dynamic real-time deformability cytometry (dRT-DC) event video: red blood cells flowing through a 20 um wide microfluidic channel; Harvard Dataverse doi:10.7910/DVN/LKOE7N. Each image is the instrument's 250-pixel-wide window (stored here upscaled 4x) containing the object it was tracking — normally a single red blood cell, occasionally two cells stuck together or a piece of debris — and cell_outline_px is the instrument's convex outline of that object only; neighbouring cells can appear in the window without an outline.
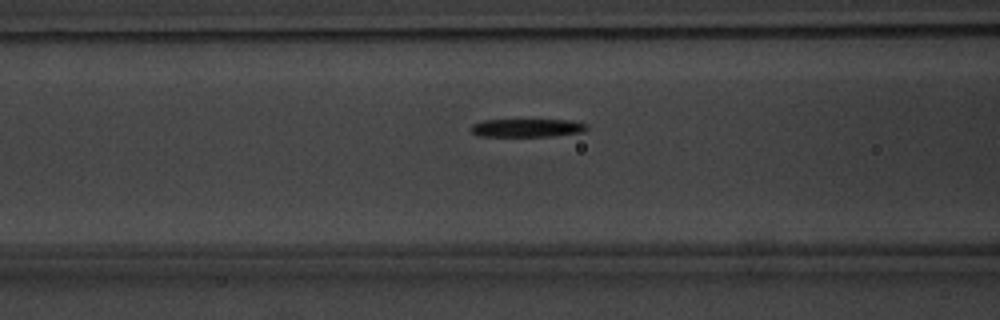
{"species": "common noctule bat (a hibernating species)", "species_latin": "Nyctalus noctula", "temperature_condition": "warm", "stored_images_in_passage": 31, "camera_frame_rate_fps": 3000, "um_per_image_px": 0.085, "animal": {"sex": "male", "body_mass_g": 20.1, "forearm_length_mm": 53.5}, "frame": {"image": 1, "passage_image": 7, "time_ms": 2.0, "image_size_px": [1000, 320], "cell_outline_px": [[588, 128], [584, 132], [552, 136], [476, 136], [472, 132], [472, 124], [484, 120], [572, 120], [588, 124]], "centroid_in_image_um": [44.85, 10.87], "position_along_channel_um": 121.8, "area_um2": 12.31}}
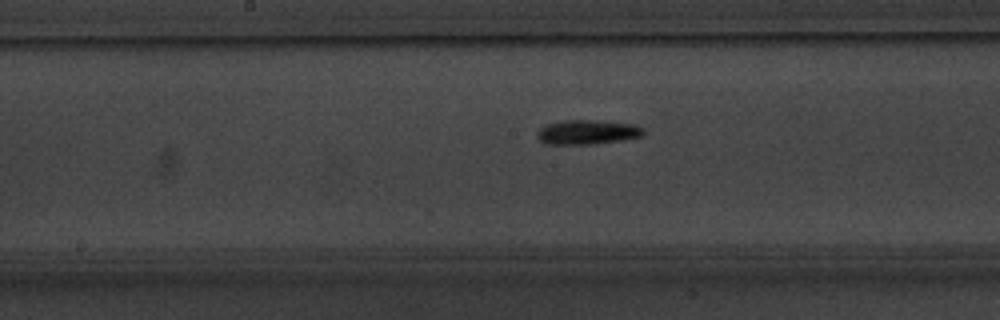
{"frame": {"image": 2, "passage_image": 13, "time_ms": 4.0, "image_size_px": [1000, 320], "cell_outline_px": [[644, 132], [640, 136], [620, 140], [592, 144], [544, 144], [536, 136], [536, 132], [544, 124], [564, 120], [596, 120], [636, 124], [644, 128]], "centroid_in_image_um": [49.88, 11.22], "position_along_channel_um": 198.3, "area_um2": 15.26}}
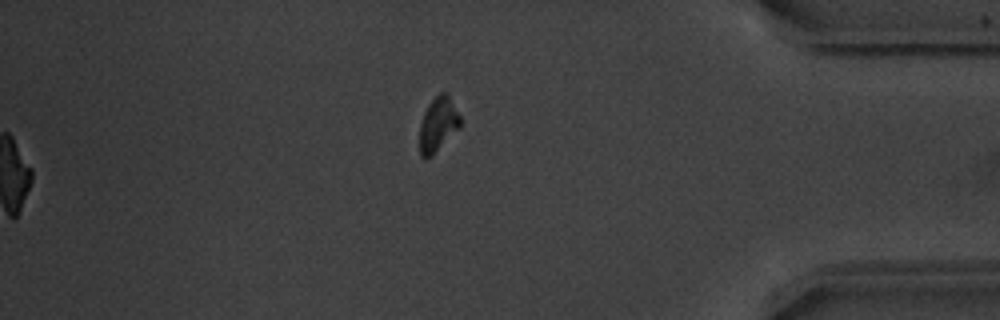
{"frame": {"image": 3, "passage_image": 31, "time_ms": 10.0, "image_size_px": [1000, 320], "cell_outline_px": [[460, 128], [432, 156], [424, 160], [420, 156], [420, 124], [424, 112], [428, 104], [440, 92], [448, 92], [460, 116]], "centroid_in_image_um": [37.24, 10.58], "position_along_channel_um": 398.0, "area_um2": 13.06}, "authors_computed_cell_mechanics": {"area_um2": 13.4674, "velocity_mm_per_s": 3.8195, "shape_relaxation_time_tau1_ms": 2.5344, "shape_relaxation_time_tau2_ms": null, "deformation_change_tau1": 0.1513, "deformation_change_tau2": null}}